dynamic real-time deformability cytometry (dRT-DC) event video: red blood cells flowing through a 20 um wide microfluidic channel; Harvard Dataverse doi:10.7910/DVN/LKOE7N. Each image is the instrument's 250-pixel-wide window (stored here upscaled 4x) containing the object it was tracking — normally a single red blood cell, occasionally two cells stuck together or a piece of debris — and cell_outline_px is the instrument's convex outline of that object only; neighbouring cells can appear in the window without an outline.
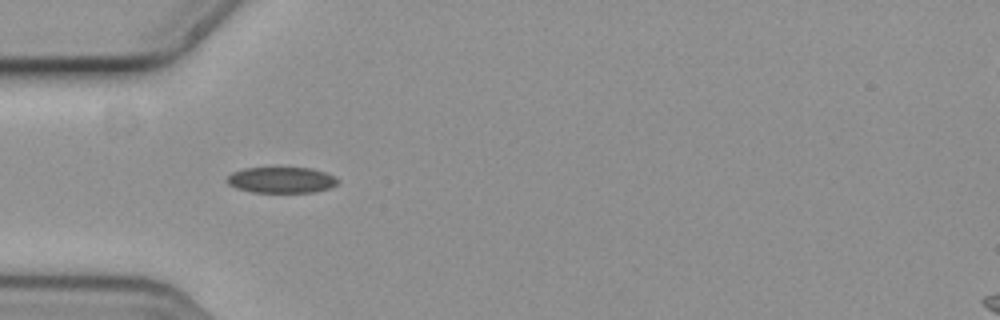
{"species": "common noctule bat (a hibernating species)", "species_latin": "Nyctalus noctula", "temperature_condition": "cold", "stored_images_in_passage": 2, "camera_frame_rate_fps": 3000, "um_per_image_px": 0.085, "animal": {"sex": "female", "body_mass_g": 19.3, "forearm_length_mm": 54.1}, "frame": {"image": 1, "passage_image": 1, "time_ms": 0.0, "image_size_px": [1000, 320], "cell_outline_px": [[340, 180], [336, 184], [328, 188], [312, 192], [252, 192], [236, 188], [228, 184], [228, 176], [232, 172], [244, 168], [312, 168], [324, 172]], "centroid_in_image_um": [23.9, 15.3], "position_along_channel_um": 61.1, "area_um2": 16.53}}
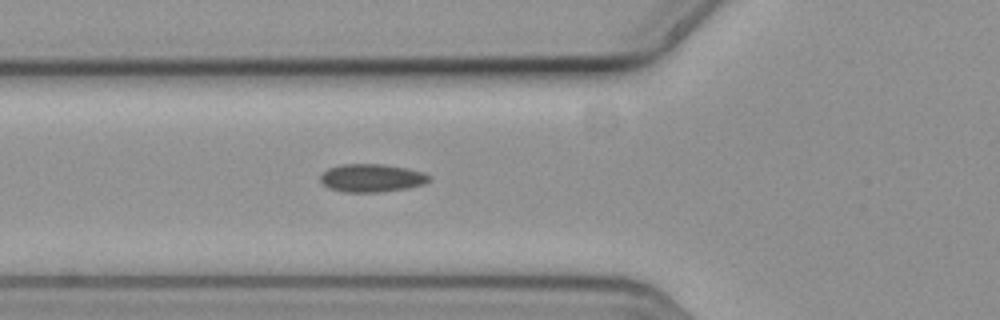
{"frame": {"image": 2, "passage_image": 2, "time_ms": 0.333, "image_size_px": [1000, 320], "cell_outline_px": [[428, 180], [424, 184], [408, 188], [380, 192], [344, 192], [328, 188], [320, 180], [320, 176], [328, 168], [340, 164], [384, 164], [408, 168], [424, 172], [428, 176]], "centroid_in_image_um": [31.57, 15.12], "position_along_channel_um": 94.2, "area_um2": 17.8}}